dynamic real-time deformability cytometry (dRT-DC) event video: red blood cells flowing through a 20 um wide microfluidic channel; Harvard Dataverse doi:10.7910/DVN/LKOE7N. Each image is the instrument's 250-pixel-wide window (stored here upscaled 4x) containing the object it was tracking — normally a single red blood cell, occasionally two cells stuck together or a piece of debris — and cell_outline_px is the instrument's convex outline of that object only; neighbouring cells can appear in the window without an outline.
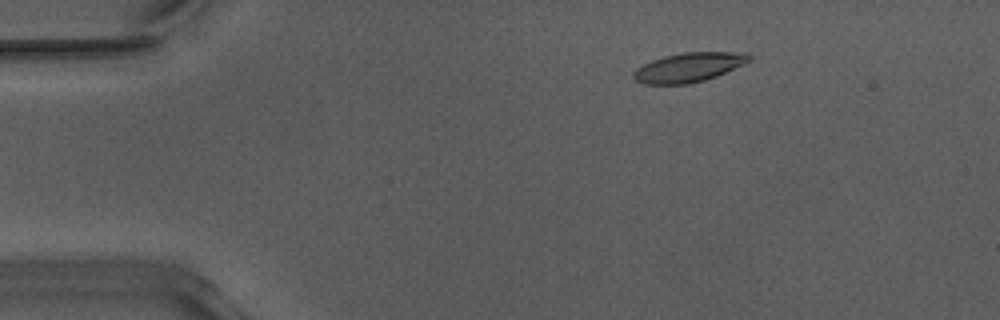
{"species": "Egyptian fruit bat (a non-hibernating species)", "species_latin": "Rousettus aegyptiacus", "temperature_condition": "warm", "stored_images_in_passage": 27, "camera_frame_rate_fps": 3000, "um_per_image_px": 0.085, "animal": {"sex": "male"}, "frame": {"image": 1, "passage_image": 3, "time_ms": 0.667, "image_size_px": [1000, 320], "cell_outline_px": [[752, 60], [744, 64], [716, 76], [704, 80], [688, 84], [644, 84], [636, 80], [632, 76], [632, 72], [636, 68], [652, 60], [664, 56], [684, 52], [748, 52], [752, 56]], "centroid_in_image_um": [58.56, 5.71], "position_along_channel_um": 26.4, "area_um2": 19.83}}
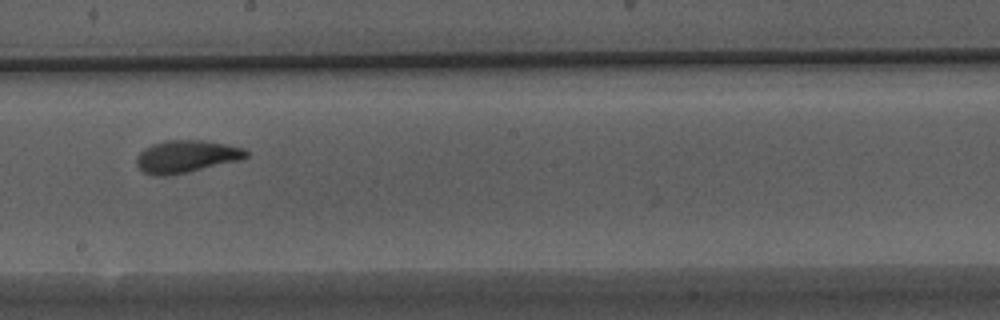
{"frame": {"image": 2, "passage_image": 24, "time_ms": 7.667, "image_size_px": [1000, 320], "cell_outline_px": [[248, 156], [240, 160], [188, 172], [168, 176], [152, 176], [144, 172], [136, 164], [136, 156], [144, 148], [152, 144], [164, 140], [204, 140], [244, 148], [248, 152]], "centroid_in_image_um": [15.8, 13.3], "position_along_channel_um": 232.4, "area_um2": 20.81}}
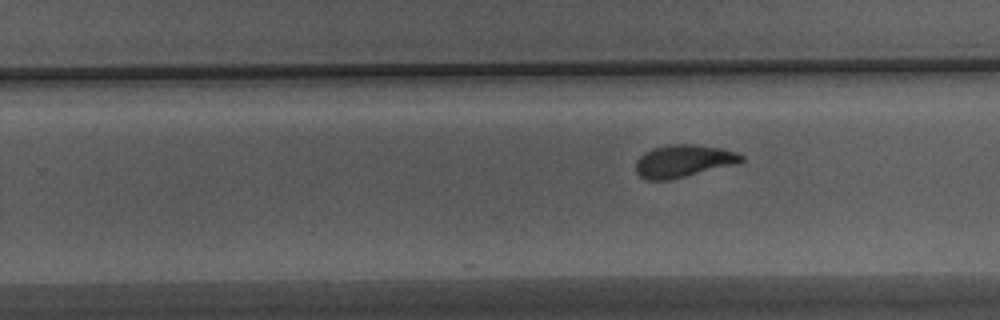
{"frame": {"image": 3, "passage_image": 27, "time_ms": 8.667, "image_size_px": [1000, 320], "cell_outline_px": [[744, 160], [736, 164], [668, 180], [648, 180], [640, 176], [636, 172], [636, 160], [644, 152], [652, 148], [668, 144], [696, 144], [724, 148], [736, 152], [744, 156]], "centroid_in_image_um": [58.09, 13.67], "position_along_channel_um": 271.7, "area_um2": 20.06}}